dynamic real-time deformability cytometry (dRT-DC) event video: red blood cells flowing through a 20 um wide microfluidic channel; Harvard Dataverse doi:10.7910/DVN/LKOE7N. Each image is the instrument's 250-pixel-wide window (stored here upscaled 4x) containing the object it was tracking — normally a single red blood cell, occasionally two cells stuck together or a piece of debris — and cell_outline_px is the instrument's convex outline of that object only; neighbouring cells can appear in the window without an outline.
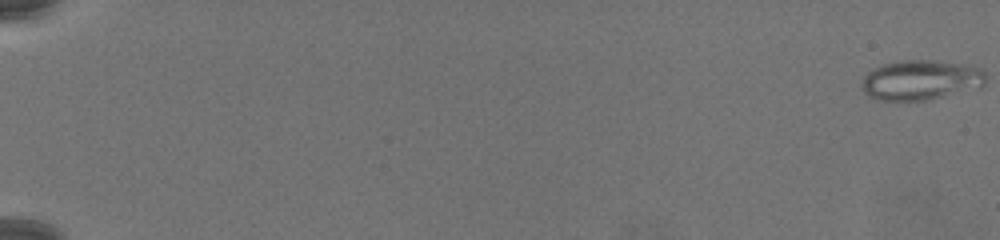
{"species": "common noctule bat (a hibernating species)", "species_latin": "Nyctalus noctula", "temperature_condition": "warm", "stored_images_in_passage": 77, "camera_frame_rate_fps": 3000, "um_per_image_px": 0.085, "animal": {"sex": "female", "body_mass_g": 19.5, "forearm_length_mm": 54.1}, "frame": {"image": 1, "passage_image": 1, "time_ms": 0.0, "image_size_px": [1000, 240], "cell_outline_px": [[984, 84], [980, 88], [928, 100], [872, 100], [864, 92], [860, 84], [864, 76], [872, 68], [884, 64], [904, 60], [932, 60], [964, 64], [980, 68], [984, 72]], "centroid_in_image_um": [78.24, 6.81], "position_along_channel_um": 6.8, "area_um2": 29.07}}
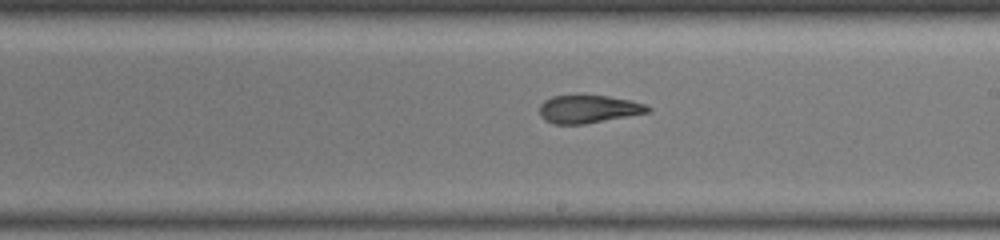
{"frame": {"image": 2, "passage_image": 49, "time_ms": 16.0, "image_size_px": [1000, 240], "cell_outline_px": [[652, 112], [584, 124], [552, 124], [544, 120], [540, 116], [540, 104], [544, 100], [552, 96], [608, 96], [632, 100], [644, 104], [652, 108]], "centroid_in_image_um": [50.03, 9.28], "position_along_channel_um": 239.0, "area_um2": 17.69}}
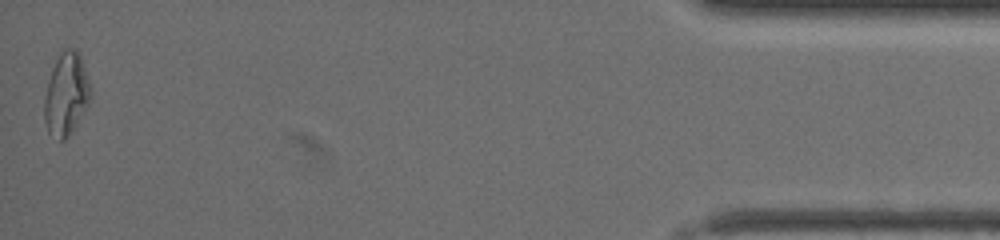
{"frame": {"image": 3, "passage_image": 77, "time_ms": 25.333, "image_size_px": [1000, 240], "cell_outline_px": [[92, 96], [88, 104], [76, 124], [68, 136], [64, 140], [60, 140], [48, 132], [44, 120], [44, 100], [48, 80], [52, 68], [60, 48], [76, 48], [80, 56], [92, 88]], "centroid_in_image_um": [5.63, 7.95], "position_along_channel_um": 429.6, "area_um2": 22.37}}